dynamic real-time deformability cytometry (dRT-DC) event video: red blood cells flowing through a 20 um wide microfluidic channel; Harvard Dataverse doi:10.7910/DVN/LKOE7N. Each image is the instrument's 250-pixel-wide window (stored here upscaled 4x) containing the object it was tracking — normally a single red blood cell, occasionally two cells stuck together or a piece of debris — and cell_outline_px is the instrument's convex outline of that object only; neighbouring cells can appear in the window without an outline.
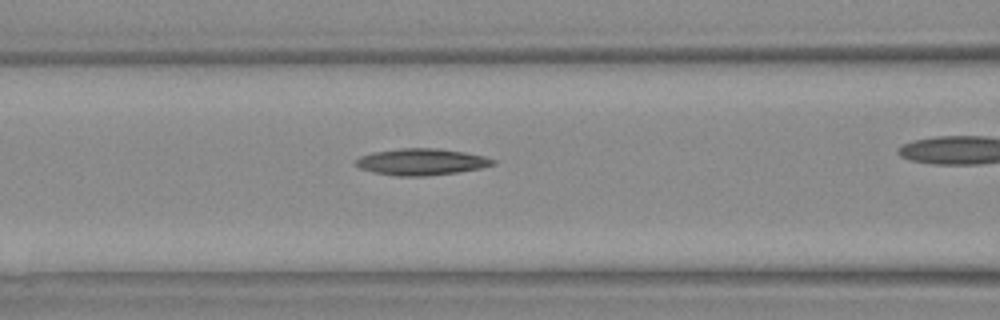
{"species": "Egyptian fruit bat (a non-hibernating species)", "species_latin": "Rousettus aegyptiacus", "temperature_condition": "warm", "stored_images_in_passage": 24, "camera_frame_rate_fps": 3000, "um_per_image_px": 0.085, "animal": {"sex": "female"}, "frame": {"image": 1, "passage_image": 11, "time_ms": 3.333, "image_size_px": [1000, 320], "cell_outline_px": [[496, 164], [480, 168], [456, 172], [424, 176], [400, 176], [372, 172], [360, 168], [356, 164], [356, 160], [360, 156], [372, 152], [400, 148], [440, 148], [464, 152], [484, 156], [496, 160]], "centroid_in_image_um": [35.82, 13.75], "position_along_channel_um": 130.8, "area_um2": 21.15}}